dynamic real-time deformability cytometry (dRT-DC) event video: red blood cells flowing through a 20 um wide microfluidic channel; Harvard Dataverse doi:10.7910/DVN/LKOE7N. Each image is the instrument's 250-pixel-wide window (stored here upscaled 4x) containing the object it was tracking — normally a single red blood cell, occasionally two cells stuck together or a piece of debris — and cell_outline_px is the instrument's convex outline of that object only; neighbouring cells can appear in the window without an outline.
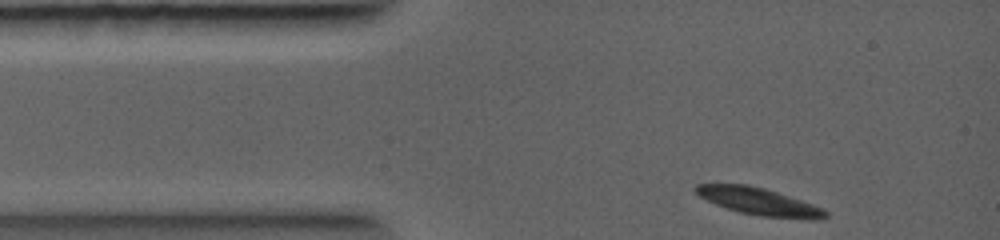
{"species": "common noctule bat (a hibernating species)", "species_latin": "Nyctalus noctula", "temperature_condition": "warm", "stored_images_in_passage": 28, "camera_frame_rate_fps": 5000, "um_per_image_px": 0.085, "animal": {"sex": "female", "body_mass_g": 19.0, "forearm_length_mm": 56.7}, "frame": {"image": 1, "passage_image": 1, "time_ms": 0.0, "image_size_px": [1000, 240], "cell_outline_px": [[828, 216], [824, 220], [808, 220], [760, 216], [740, 212], [716, 204], [700, 196], [692, 188], [696, 184], [748, 184], [764, 188], [812, 204], [828, 212]], "centroid_in_image_um": [64.55, 17.14], "position_along_channel_um": 20.5, "area_um2": 20.52}}
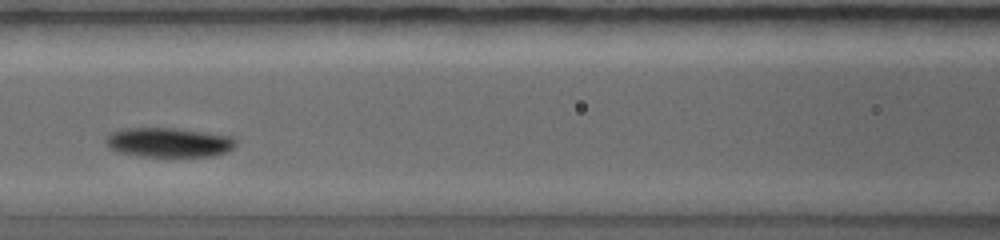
{"frame": {"image": 2, "passage_image": 13, "time_ms": 2.8, "image_size_px": [1000, 240], "cell_outline_px": [[236, 144], [228, 152], [216, 156], [136, 156], [116, 152], [108, 148], [104, 140], [104, 136], [112, 132], [124, 128], [176, 128], [232, 136], [236, 140]], "centroid_in_image_um": [14.3, 12.11], "position_along_channel_um": 152.3, "area_um2": 22.66}}
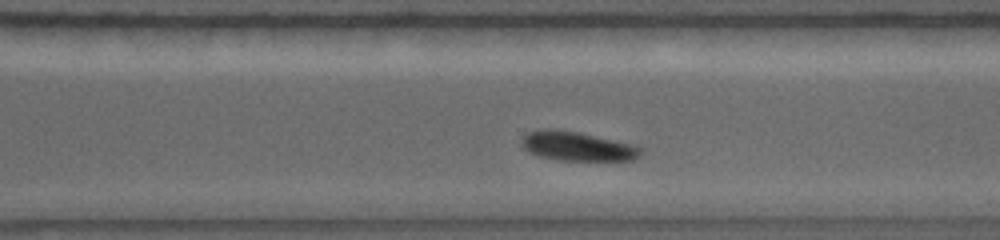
{"frame": {"image": 3, "passage_image": 25, "time_ms": 5.6, "image_size_px": [1000, 240], "cell_outline_px": [[644, 152], [640, 156], [632, 160], [556, 160], [540, 156], [528, 152], [520, 144], [520, 140], [528, 132], [540, 128], [552, 128], [576, 132], [632, 144], [644, 148]], "centroid_in_image_um": [49.05, 12.43], "position_along_channel_um": 321.6, "area_um2": 20.35}}